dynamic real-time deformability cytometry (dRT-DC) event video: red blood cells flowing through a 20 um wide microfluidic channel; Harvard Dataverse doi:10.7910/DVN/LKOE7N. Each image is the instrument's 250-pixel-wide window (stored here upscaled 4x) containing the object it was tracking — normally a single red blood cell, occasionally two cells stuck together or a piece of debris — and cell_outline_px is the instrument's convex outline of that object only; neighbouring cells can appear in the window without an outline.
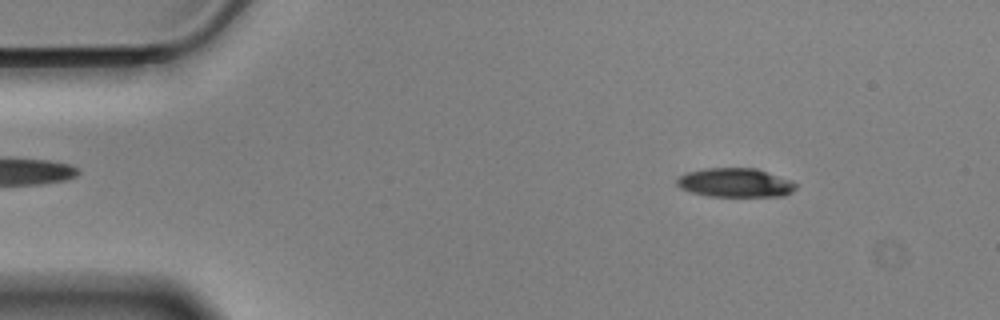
{"species": "Egyptian fruit bat (a non-hibernating species)", "species_latin": "Rousettus aegyptiacus", "temperature_condition": "cold", "stored_images_in_passage": 56, "camera_frame_rate_fps": 3000, "um_per_image_px": 0.085, "animal": {"sex": "male"}, "frame": {"image": 1, "passage_image": 7, "time_ms": 2.0, "image_size_px": [1000, 320], "cell_outline_px": [[796, 188], [792, 192], [784, 196], [708, 196], [692, 192], [680, 188], [676, 184], [676, 180], [680, 176], [688, 172], [708, 168], [756, 168], [788, 180], [796, 184]], "centroid_in_image_um": [62.47, 15.53], "position_along_channel_um": 22.5, "area_um2": 19.83}}
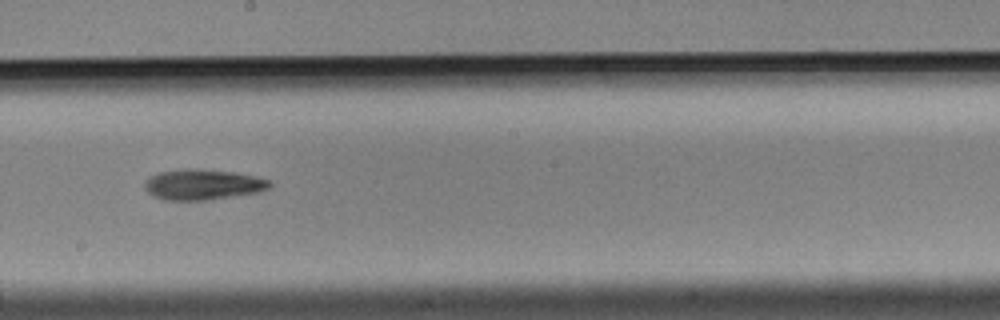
{"frame": {"image": 2, "passage_image": 31, "time_ms": 10.0, "image_size_px": [1000, 320], "cell_outline_px": [[272, 184], [268, 188], [260, 192], [208, 200], [164, 200], [148, 192], [144, 184], [144, 180], [160, 172], [232, 172], [252, 176], [268, 180]], "centroid_in_image_um": [17.27, 15.75], "position_along_channel_um": 230.9, "area_um2": 20.87}}
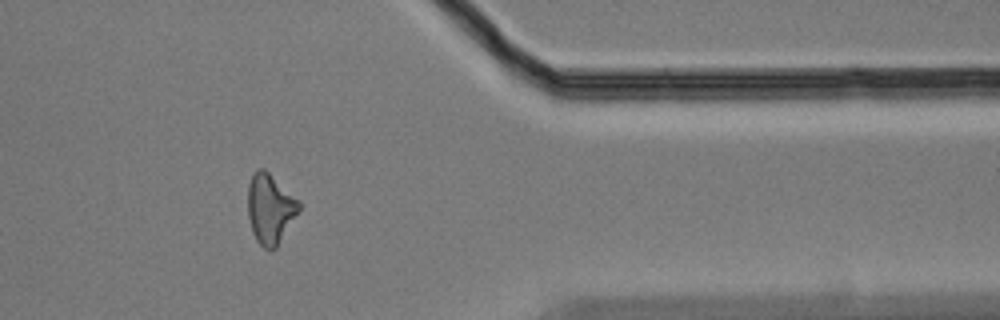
{"frame": {"image": 3, "passage_image": 46, "time_ms": 15.0, "image_size_px": [1000, 320], "cell_outline_px": [[300, 208], [276, 248], [264, 248], [256, 240], [252, 232], [248, 216], [248, 184], [256, 168], [264, 168], [300, 200]], "centroid_in_image_um": [22.95, 17.71], "position_along_channel_um": 388.4, "area_um2": 20.69}, "authors_computed_cell_mechanics": {"area_um2": 20.808, "velocity_mm_per_s": 3.5184, "shape_relaxation_time_tau1_ms": 11.3346, "shape_relaxation_time_tau2_ms": null, "deformation_change_tau1": 0.1885, "deformation_change_tau2": null}}